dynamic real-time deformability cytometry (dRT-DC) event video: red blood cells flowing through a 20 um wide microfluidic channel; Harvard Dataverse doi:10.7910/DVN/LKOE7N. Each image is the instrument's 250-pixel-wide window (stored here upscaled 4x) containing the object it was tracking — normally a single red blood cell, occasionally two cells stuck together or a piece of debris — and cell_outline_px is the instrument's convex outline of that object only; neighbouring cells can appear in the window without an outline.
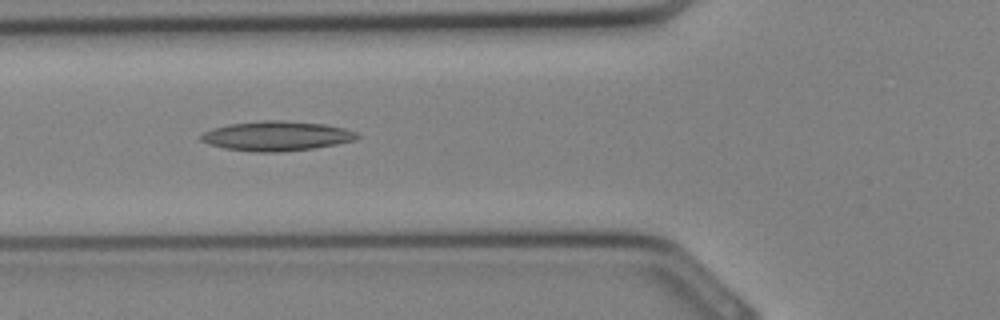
{"species": "Egyptian fruit bat (a non-hibernating species)", "species_latin": "Rousettus aegyptiacus", "temperature_condition": "cold", "stored_images_in_passage": 25, "camera_frame_rate_fps": 3000, "um_per_image_px": 0.085, "animal": {"sex": "female"}, "frame": {"image": 1, "passage_image": 5, "time_ms": 1.333, "image_size_px": [1000, 320], "cell_outline_px": [[360, 136], [356, 140], [336, 144], [312, 148], [276, 152], [260, 152], [224, 148], [208, 144], [200, 140], [200, 136], [204, 132], [212, 128], [228, 124], [264, 120], [280, 120], [324, 124], [344, 128], [356, 132]], "centroid_in_image_um": [23.5, 11.55], "position_along_channel_um": 102.3, "area_um2": 26.82}}
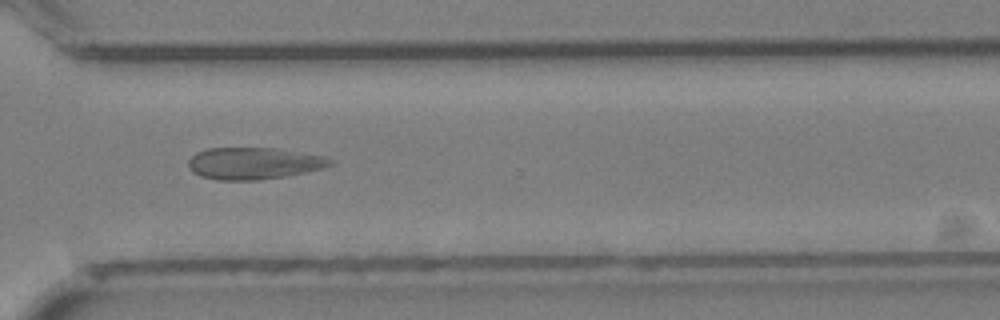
{"frame": {"image": 2, "passage_image": 17, "time_ms": 5.333, "image_size_px": [1000, 320], "cell_outline_px": [[332, 164], [320, 168], [304, 172], [284, 176], [260, 180], [216, 180], [200, 176], [192, 172], [188, 168], [188, 160], [196, 152], [208, 148], [280, 148], [324, 156], [332, 160]], "centroid_in_image_um": [21.51, 13.88], "position_along_channel_um": 349.1, "area_um2": 26.36}}
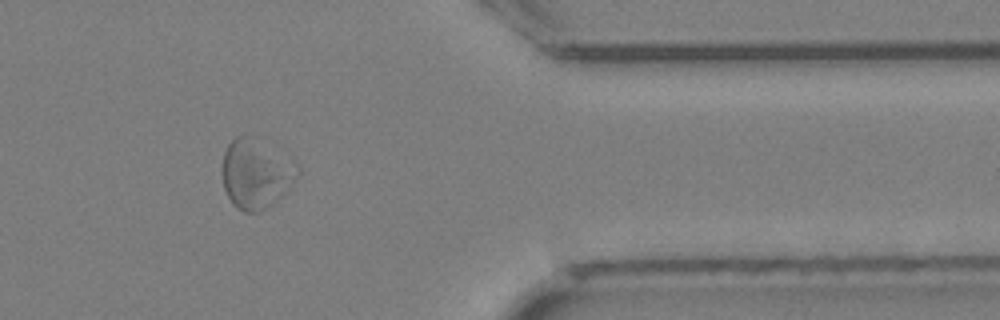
{"frame": {"image": 3, "passage_image": 20, "time_ms": 6.333, "image_size_px": [1000, 320], "cell_outline_px": [[296, 176], [292, 184], [272, 204], [256, 212], [244, 212], [232, 204], [224, 188], [220, 172], [220, 168], [224, 152], [228, 144], [236, 136], [252, 136], [292, 156], [296, 164]], "centroid_in_image_um": [21.72, 14.72], "position_along_channel_um": 389.7, "area_um2": 30.69}}